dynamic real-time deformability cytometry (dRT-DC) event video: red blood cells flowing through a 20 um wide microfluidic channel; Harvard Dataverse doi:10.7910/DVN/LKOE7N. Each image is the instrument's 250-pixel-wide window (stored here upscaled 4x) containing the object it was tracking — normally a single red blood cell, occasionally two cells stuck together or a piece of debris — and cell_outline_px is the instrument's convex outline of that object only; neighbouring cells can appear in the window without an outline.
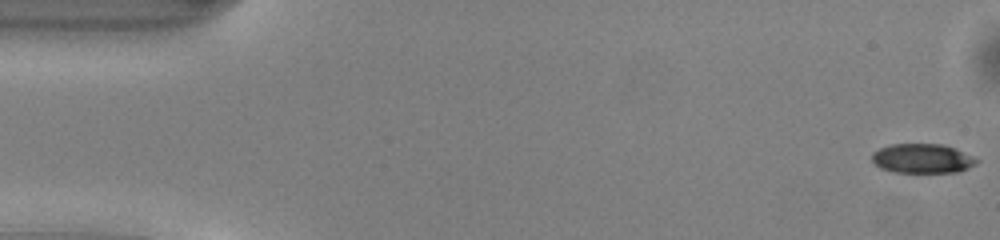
{"species": "common noctule bat (a hibernating species)", "species_latin": "Nyctalus noctula", "temperature_condition": "warm", "stored_images_in_passage": 50, "camera_frame_rate_fps": 3000, "um_per_image_px": 0.085, "animal": {"sex": "male", "body_mass_g": 13.0, "forearm_length_mm": 53.1}, "frame": {"image": 1, "passage_image": 1, "time_ms": 0.0, "image_size_px": [1000, 240], "cell_outline_px": [[980, 160], [976, 164], [960, 172], [892, 172], [880, 168], [872, 160], [872, 152], [880, 148], [892, 144], [944, 144], [956, 148]], "centroid_in_image_um": [78.42, 13.47], "position_along_channel_um": 6.6, "area_um2": 18.03}}
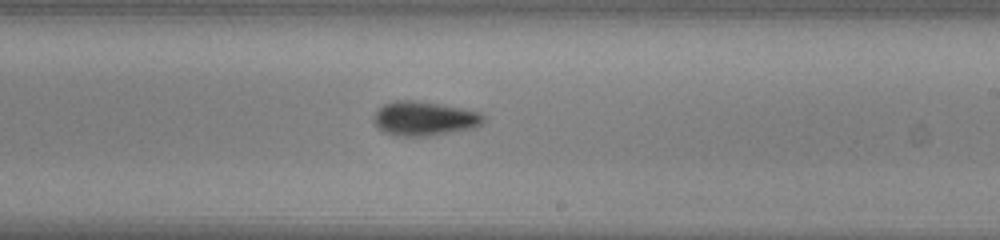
{"frame": {"image": 2, "passage_image": 29, "time_ms": 9.333, "image_size_px": [1000, 240], "cell_outline_px": [[484, 120], [476, 128], [432, 136], [396, 136], [384, 132], [372, 120], [376, 112], [384, 104], [396, 100], [416, 100], [440, 104], [480, 112], [484, 116]], "centroid_in_image_um": [36.08, 10.09], "position_along_channel_um": 252.9, "area_um2": 21.96}}
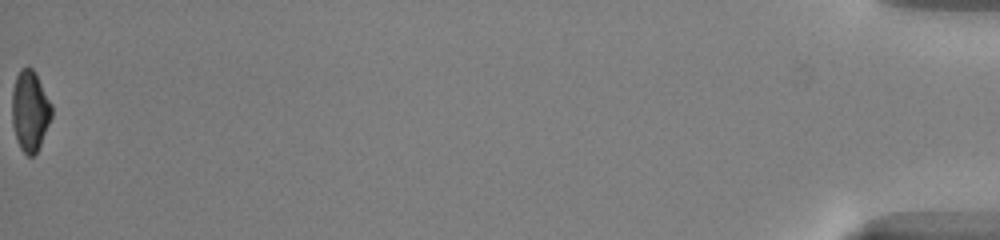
{"frame": {"image": 3, "passage_image": 50, "time_ms": 16.333, "image_size_px": [1000, 240], "cell_outline_px": [[52, 116], [40, 144], [36, 152], [32, 156], [28, 156], [20, 148], [16, 140], [12, 124], [12, 88], [16, 76], [20, 68], [32, 68], [36, 72], [52, 104]], "centroid_in_image_um": [2.54, 9.4], "position_along_channel_um": 432.7, "area_um2": 18.73}, "authors_computed_cell_mechanics": {"area_um2": 19.9121, "velocity_mm_per_s": 4.1536, "shape_relaxation_time_tau1_ms": 2.8651, "shape_relaxation_time_tau2_ms": 5.2357, "deformation_change_tau1": 0.1436, "deformation_change_tau2": 0.1135}}